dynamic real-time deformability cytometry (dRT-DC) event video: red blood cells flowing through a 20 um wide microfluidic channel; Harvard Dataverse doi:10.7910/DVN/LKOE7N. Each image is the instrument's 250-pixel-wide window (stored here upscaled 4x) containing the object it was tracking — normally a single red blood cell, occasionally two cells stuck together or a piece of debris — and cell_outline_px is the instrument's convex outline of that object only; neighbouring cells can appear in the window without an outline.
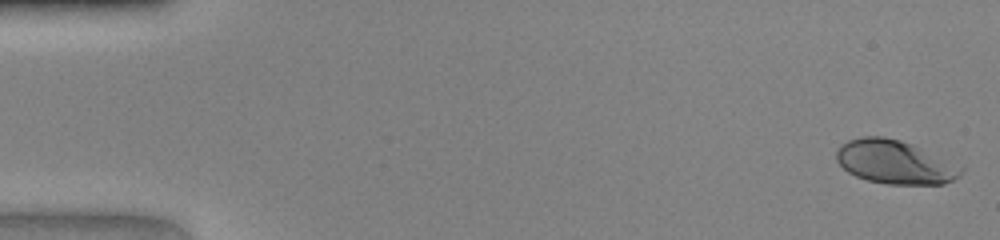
{"species": "human", "species_latin": "Homo sapiens", "temperature_condition": "warm", "stored_images_in_passage": 47, "camera_frame_rate_fps": 3000, "um_per_image_px": 0.085, "donor": {"sex": "female"}, "frame": {"image": 1, "passage_image": 1, "time_ms": 0.0, "image_size_px": [1000, 240], "cell_outline_px": [[964, 168], [960, 176], [944, 184], [888, 184], [868, 180], [856, 176], [848, 172], [836, 160], [836, 152], [840, 144], [848, 140], [864, 136], [884, 136], [900, 140], [912, 144]], "centroid_in_image_um": [76.03, 13.77], "position_along_channel_um": 9.0, "area_um2": 31.44}}
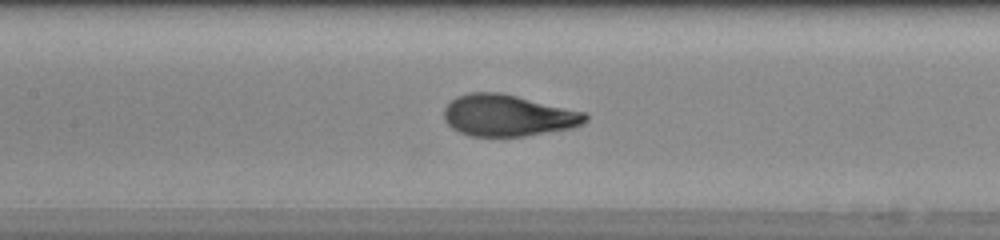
{"frame": {"image": 2, "passage_image": 22, "time_ms": 7.0, "image_size_px": [1000, 240], "cell_outline_px": [[588, 120], [584, 124], [572, 128], [524, 136], [472, 136], [460, 132], [452, 128], [444, 120], [444, 108], [456, 96], [468, 92], [500, 92], [588, 112]], "centroid_in_image_um": [43.21, 9.8], "position_along_channel_um": 164.2, "area_um2": 34.51}}
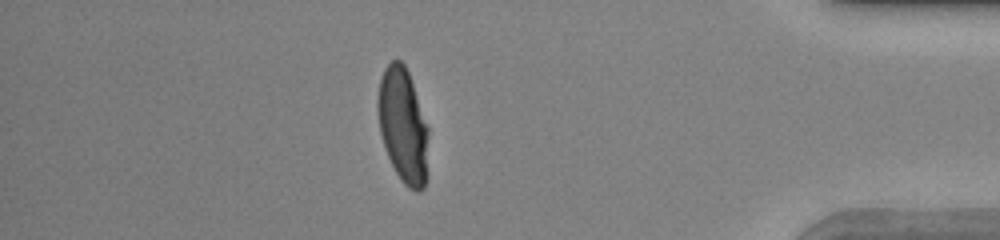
{"frame": {"image": 3, "passage_image": 41, "time_ms": 13.333, "image_size_px": [1000, 240], "cell_outline_px": [[428, 176], [424, 188], [420, 192], [416, 192], [408, 188], [400, 180], [388, 156], [380, 132], [376, 108], [376, 100], [380, 80], [384, 68], [392, 60], [400, 60], [404, 64], [408, 72], [428, 128]], "centroid_in_image_um": [34.26, 10.72], "position_along_channel_um": 400.9, "area_um2": 34.16}}